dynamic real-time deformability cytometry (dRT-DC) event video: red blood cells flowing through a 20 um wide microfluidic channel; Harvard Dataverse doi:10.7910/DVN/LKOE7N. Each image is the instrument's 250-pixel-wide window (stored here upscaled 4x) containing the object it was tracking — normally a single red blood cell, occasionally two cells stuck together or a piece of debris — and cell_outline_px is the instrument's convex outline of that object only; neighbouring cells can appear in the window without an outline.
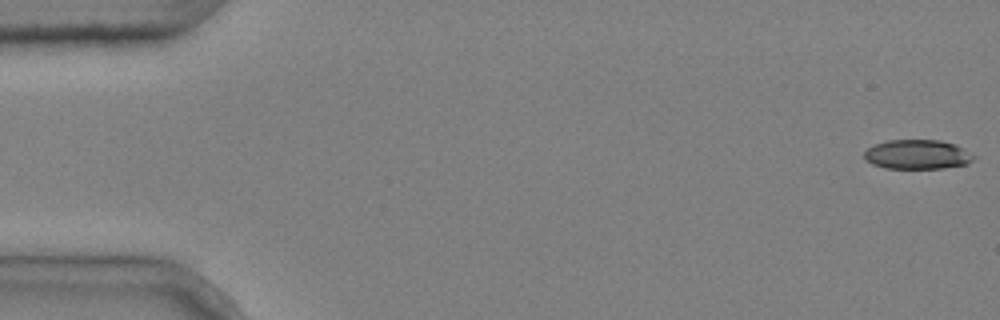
{"species": "common noctule bat (a hibernating species)", "species_latin": "Nyctalus noctula", "temperature_condition": "cold", "stored_images_in_passage": 5, "camera_frame_rate_fps": 3000, "um_per_image_px": 0.085, "animal": {"sex": "male", "body_mass_g": 20.4}, "frame": {"image": 1, "passage_image": 1, "time_ms": 0.0, "image_size_px": [1000, 320], "cell_outline_px": [[976, 156], [968, 164], [944, 168], [884, 168], [872, 164], [864, 160], [864, 152], [868, 148], [876, 144], [888, 140], [940, 140], [956, 144]], "centroid_in_image_um": [77.98, 13.13], "position_along_channel_um": 7.0, "area_um2": 18.84}}
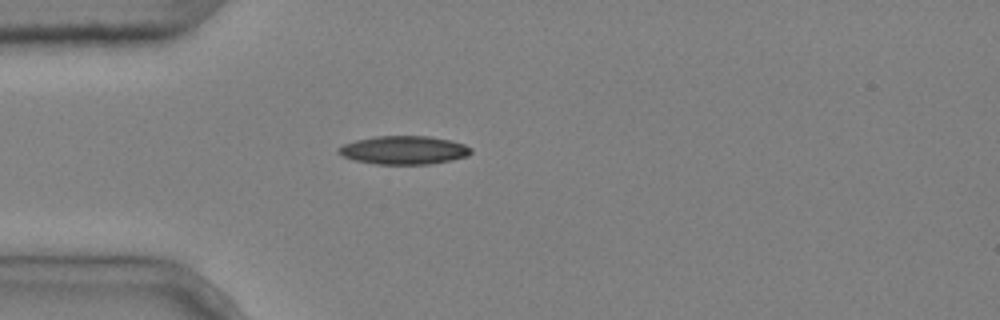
{"frame": {"image": 2, "passage_image": 5, "time_ms": 1.333, "image_size_px": [1000, 320], "cell_outline_px": [[472, 152], [468, 156], [452, 160], [428, 164], [376, 164], [356, 160], [344, 156], [336, 152], [336, 148], [344, 144], [356, 140], [376, 136], [428, 136], [448, 140], [464, 144], [472, 148]], "centroid_in_image_um": [34.33, 12.76], "position_along_channel_um": 50.7, "area_um2": 21.85}}